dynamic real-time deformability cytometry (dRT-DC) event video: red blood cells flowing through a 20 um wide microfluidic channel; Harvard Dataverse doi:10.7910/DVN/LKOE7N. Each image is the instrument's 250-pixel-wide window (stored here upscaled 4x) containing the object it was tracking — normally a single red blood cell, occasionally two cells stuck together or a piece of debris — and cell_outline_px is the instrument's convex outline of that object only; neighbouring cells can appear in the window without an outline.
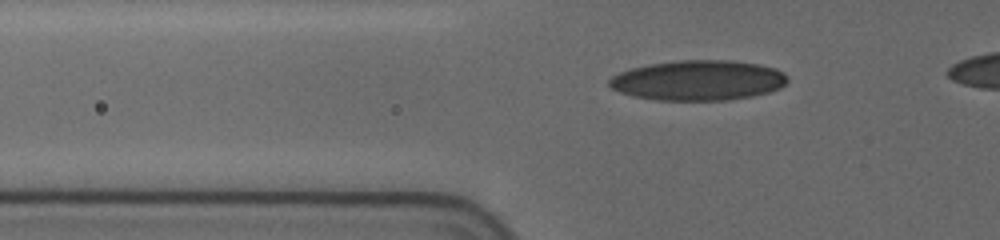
{"species": "human", "species_latin": "Homo sapiens", "temperature_condition": "cold", "stored_images_in_passage": 6, "segment_of_instrument_passage": [2, 2], "camera_frame_rate_fps": 3000, "um_per_image_px": 0.085, "donor": {"sex": "female"}, "frame": {"image": 1, "passage_image": 6, "time_ms": 4.333, "image_size_px": [1000, 240], "cell_outline_px": [[788, 80], [780, 88], [768, 92], [728, 100], [660, 100], [636, 96], [620, 92], [612, 88], [608, 84], [608, 80], [612, 76], [620, 72], [632, 68], [648, 64], [676, 60], [732, 60], [756, 64], [772, 68], [780, 72]], "centroid_in_image_um": [59.3, 6.82], "position_along_channel_um": 66.5, "area_um2": 41.21}}